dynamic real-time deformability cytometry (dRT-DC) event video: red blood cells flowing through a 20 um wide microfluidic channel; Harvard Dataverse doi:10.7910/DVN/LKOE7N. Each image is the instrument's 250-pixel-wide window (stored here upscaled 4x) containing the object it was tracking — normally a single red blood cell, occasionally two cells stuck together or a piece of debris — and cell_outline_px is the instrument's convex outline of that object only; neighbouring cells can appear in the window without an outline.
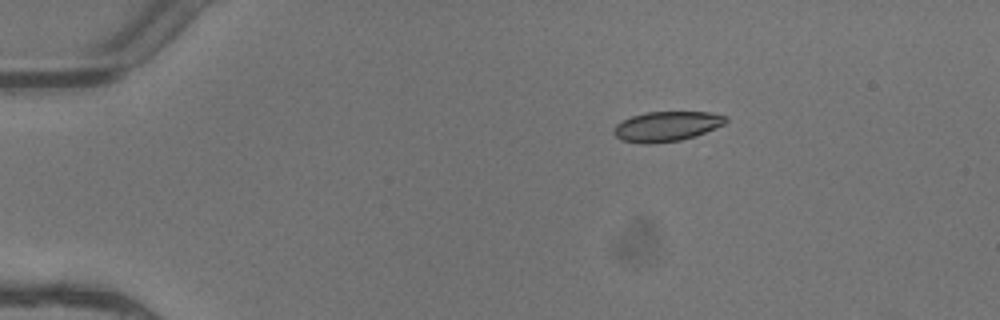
{"species": "common noctule bat (a hibernating species)", "species_latin": "Nyctalus noctula", "temperature_condition": "warm", "stored_images_in_passage": 5, "camera_frame_rate_fps": 3000, "um_per_image_px": 0.085, "animal": {"sex": "female"}, "frame": {"image": 1, "passage_image": 1, "time_ms": 0.0, "image_size_px": [1000, 320], "cell_outline_px": [[728, 120], [724, 124], [716, 128], [696, 136], [680, 140], [648, 144], [644, 144], [620, 140], [612, 132], [616, 124], [620, 120], [632, 116], [648, 112], [708, 112], [728, 116]], "centroid_in_image_um": [56.66, 10.74], "position_along_channel_um": 28.3, "area_um2": 19.65}}
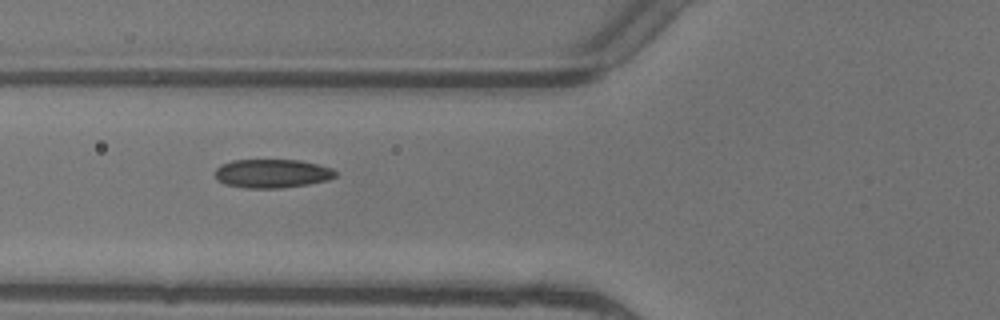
{"frame": {"image": 2, "passage_image": 4, "time_ms": 1.0, "image_size_px": [1000, 320], "cell_outline_px": [[336, 176], [328, 180], [308, 184], [280, 188], [244, 188], [224, 184], [216, 180], [216, 168], [220, 164], [232, 160], [300, 160], [332, 168], [336, 172]], "centroid_in_image_um": [23.1, 14.75], "position_along_channel_um": 102.7, "area_um2": 20.23}}
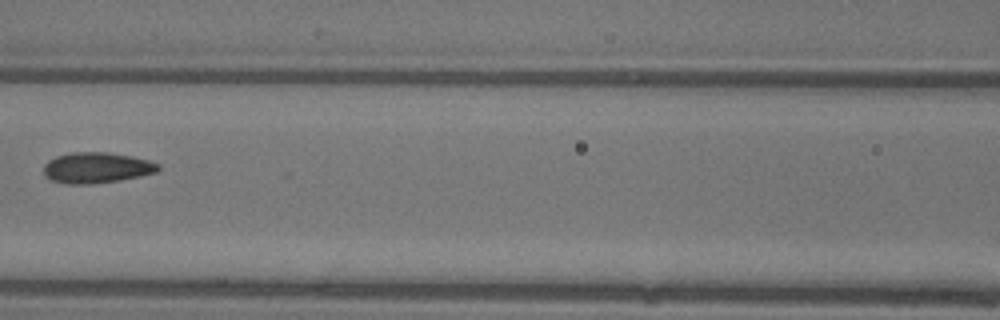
{"frame": {"image": 3, "passage_image": 5, "time_ms": 1.333, "image_size_px": [1000, 320], "cell_outline_px": [[160, 168], [156, 172], [140, 176], [120, 180], [92, 184], [64, 184], [48, 180], [44, 176], [44, 164], [48, 160], [56, 156], [72, 152], [108, 152], [132, 156], [148, 160], [160, 164]], "centroid_in_image_um": [8.18, 14.26], "position_along_channel_um": 158.4, "area_um2": 20.81}}